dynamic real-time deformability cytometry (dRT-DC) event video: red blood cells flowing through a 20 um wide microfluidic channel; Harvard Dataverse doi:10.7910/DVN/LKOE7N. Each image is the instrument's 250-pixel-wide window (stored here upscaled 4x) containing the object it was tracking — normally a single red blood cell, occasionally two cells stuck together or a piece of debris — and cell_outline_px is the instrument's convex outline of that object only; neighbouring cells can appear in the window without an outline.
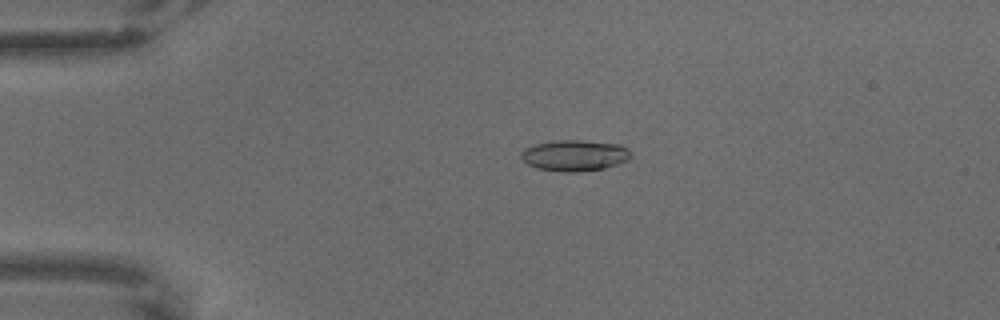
{"species": "common noctule bat (a hibernating species)", "species_latin": "Nyctalus noctula", "temperature_condition": "warm", "stored_images_in_passage": 55, "camera_frame_rate_fps": 3000, "um_per_image_px": 0.085, "animal": {"sex": "male", "body_mass_g": 18.8}, "frame": {"image": 1, "passage_image": 5, "time_ms": 1.333, "image_size_px": [1000, 320], "cell_outline_px": [[632, 156], [628, 160], [604, 168], [576, 172], [564, 172], [536, 168], [528, 164], [520, 156], [520, 152], [524, 148], [536, 144], [556, 140], [580, 140], [620, 144], [628, 148], [632, 152]], "centroid_in_image_um": [48.86, 13.21], "position_along_channel_um": 36.1, "area_um2": 19.94}}
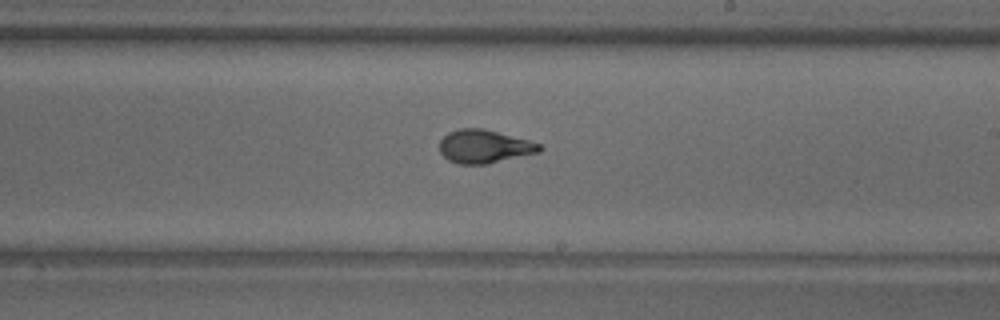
{"frame": {"image": 2, "passage_image": 29, "time_ms": 9.333, "image_size_px": [1000, 320], "cell_outline_px": [[544, 148], [540, 152], [484, 164], [460, 164], [448, 160], [440, 152], [440, 140], [448, 132], [456, 128], [484, 128], [528, 140], [540, 144]], "centroid_in_image_um": [41.15, 12.43], "position_along_channel_um": 247.9, "area_um2": 19.36}}
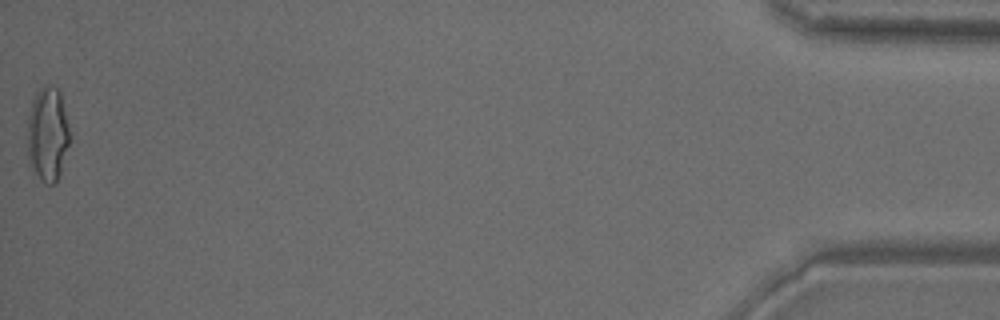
{"frame": {"image": 3, "passage_image": 55, "time_ms": 18.0, "image_size_px": [1000, 320], "cell_outline_px": [[68, 144], [60, 172], [56, 184], [44, 184], [40, 180], [28, 164], [24, 136], [28, 116], [32, 100], [40, 88], [44, 84], [52, 84], [60, 92], [68, 124]], "centroid_in_image_um": [3.97, 11.42], "position_along_channel_um": 431.2, "area_um2": 23.87}}